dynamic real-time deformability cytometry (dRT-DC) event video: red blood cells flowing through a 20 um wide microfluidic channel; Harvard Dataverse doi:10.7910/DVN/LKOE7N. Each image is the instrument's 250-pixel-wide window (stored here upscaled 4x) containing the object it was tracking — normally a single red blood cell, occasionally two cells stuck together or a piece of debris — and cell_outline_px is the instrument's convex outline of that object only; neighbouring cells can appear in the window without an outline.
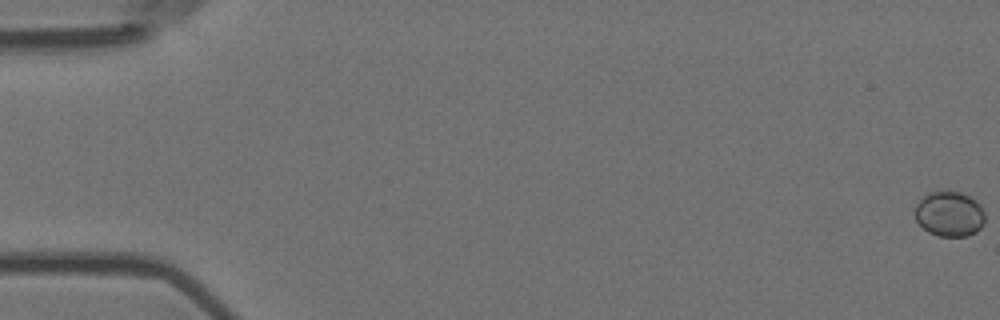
{"species": "Egyptian fruit bat (a non-hibernating species)", "species_latin": "Rousettus aegyptiacus", "temperature_condition": "room temperature", "stored_images_in_passage": 57, "camera_frame_rate_fps": 3000, "um_per_image_px": 0.085, "animal": {"sex": "female"}, "frame": {"image": 1, "passage_image": 1, "time_ms": 0.0, "image_size_px": [1000, 320], "cell_outline_px": [[984, 224], [976, 232], [968, 236], [940, 236], [928, 232], [916, 220], [912, 212], [912, 208], [924, 196], [932, 192], [960, 192], [976, 200], [980, 204], [984, 212]], "centroid_in_image_um": [80.68, 18.2], "position_along_channel_um": 4.3, "area_um2": 18.5}}
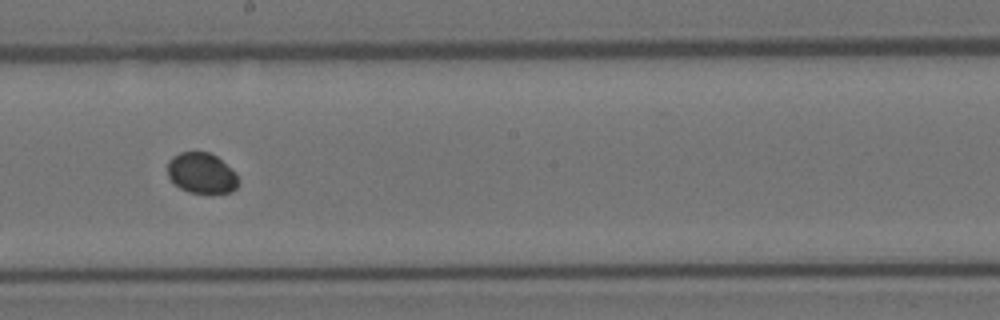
{"frame": {"image": 2, "passage_image": 33, "time_ms": 10.667, "image_size_px": [1000, 320], "cell_outline_px": [[240, 180], [236, 188], [232, 192], [188, 192], [180, 188], [168, 176], [168, 160], [172, 156], [180, 152], [208, 152], [216, 156]], "centroid_in_image_um": [17.1, 14.71], "position_along_channel_um": 231.1, "area_um2": 16.36}}
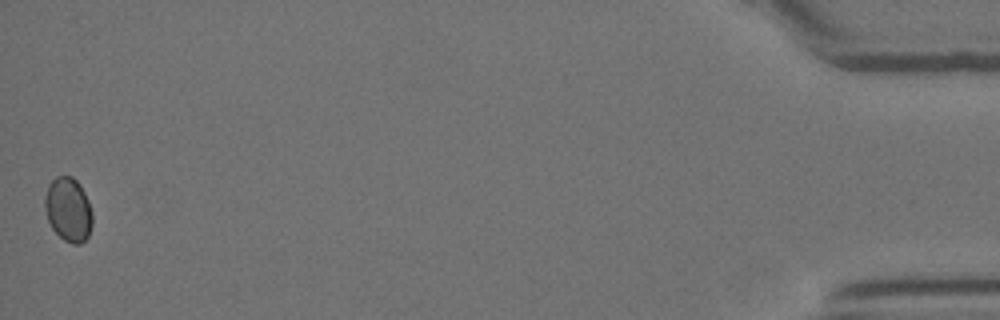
{"frame": {"image": 3, "passage_image": 57, "time_ms": 18.667, "image_size_px": [1000, 320], "cell_outline_px": [[92, 224], [88, 236], [80, 244], [72, 244], [64, 240], [52, 228], [48, 220], [44, 204], [44, 196], [48, 184], [56, 176], [72, 176], [80, 184], [88, 200], [92, 212]], "centroid_in_image_um": [5.8, 17.79], "position_along_channel_um": 429.4, "area_um2": 17.8}}